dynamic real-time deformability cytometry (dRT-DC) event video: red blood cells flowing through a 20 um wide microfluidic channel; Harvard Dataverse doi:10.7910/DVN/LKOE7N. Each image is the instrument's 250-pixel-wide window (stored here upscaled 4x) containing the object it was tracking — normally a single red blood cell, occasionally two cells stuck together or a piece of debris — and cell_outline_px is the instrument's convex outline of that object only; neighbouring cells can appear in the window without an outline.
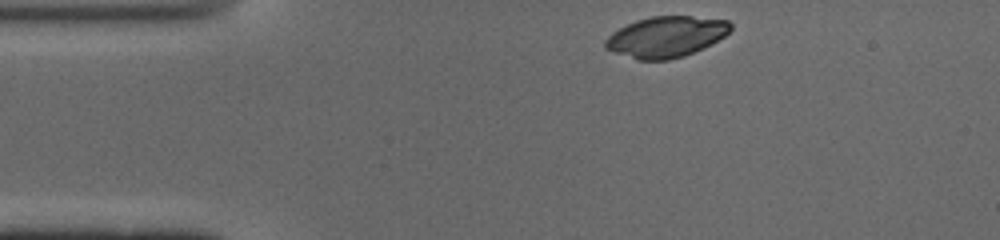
{"species": "common noctule bat (a hibernating species)", "species_latin": "Nyctalus noctula", "temperature_condition": "cold", "stored_images_in_passage": 44, "camera_frame_rate_fps": 3000, "um_per_image_px": 0.085, "animal": {"sex": "male", "body_mass_g": 19.0, "forearm_length_mm": 50.8}, "frame": {"image": 1, "passage_image": 1, "time_ms": 0.0, "image_size_px": [1000, 240], "cell_outline_px": [[732, 28], [724, 36], [684, 56], [668, 60], [636, 60], [604, 48], [604, 40], [612, 32], [636, 20], [652, 16], [692, 16], [728, 20], [732, 24]], "centroid_in_image_um": [56.58, 3.12], "position_along_channel_um": 28.4, "area_um2": 29.59}}
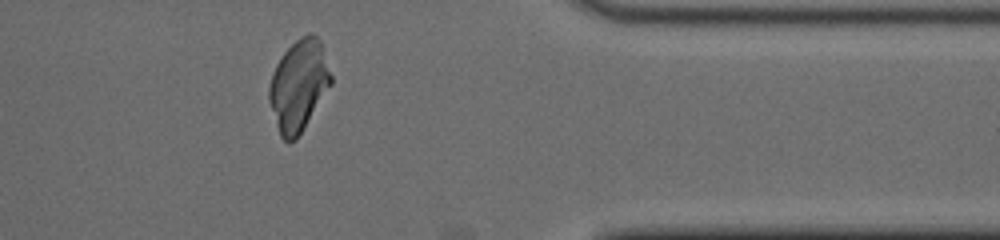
{"frame": {"image": 2, "passage_image": 34, "time_ms": 11.0, "image_size_px": [1000, 240], "cell_outline_px": [[332, 84], [304, 128], [296, 140], [288, 144], [280, 136], [268, 100], [268, 88], [272, 72], [276, 64], [284, 52], [296, 40], [308, 32], [312, 32], [320, 40], [332, 76]], "centroid_in_image_um": [25.38, 7.28], "position_along_channel_um": 386.0, "area_um2": 32.95}}
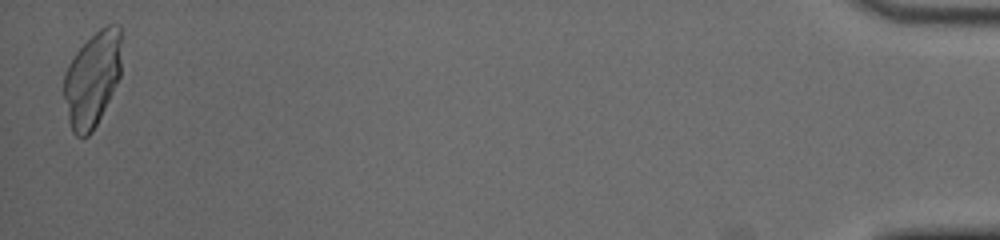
{"frame": {"image": 3, "passage_image": 43, "time_ms": 14.0, "image_size_px": [1000, 240], "cell_outline_px": [[120, 76], [92, 132], [88, 136], [76, 136], [72, 132], [68, 120], [64, 96], [64, 72], [68, 64], [76, 52], [100, 28], [108, 24], [120, 24]], "centroid_in_image_um": [7.83, 6.71], "position_along_channel_um": 427.4, "area_um2": 31.5}}